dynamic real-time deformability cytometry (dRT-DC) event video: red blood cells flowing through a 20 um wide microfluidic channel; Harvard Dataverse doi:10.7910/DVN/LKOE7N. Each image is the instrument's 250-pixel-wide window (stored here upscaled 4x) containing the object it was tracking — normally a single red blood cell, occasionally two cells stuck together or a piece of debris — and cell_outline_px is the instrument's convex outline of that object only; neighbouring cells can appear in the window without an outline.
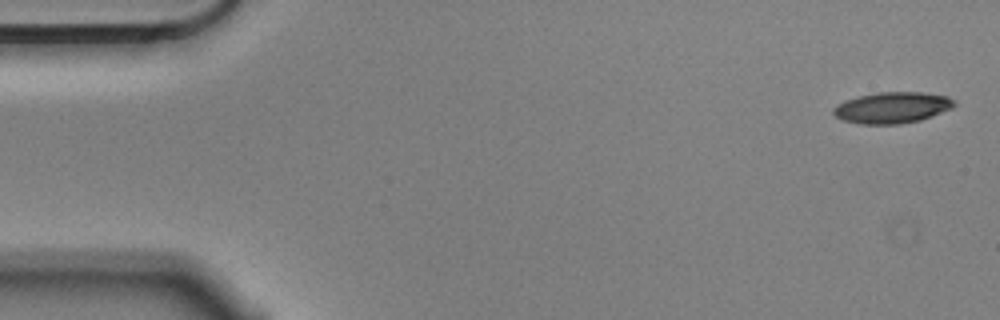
{"species": "Egyptian fruit bat (a non-hibernating species)", "species_latin": "Rousettus aegyptiacus", "temperature_condition": "cold", "stored_images_in_passage": 6, "segment_of_instrument_passage": [1, 2], "camera_frame_rate_fps": 3000, "um_per_image_px": 0.085, "animal": {"sex": "male"}, "frame": {"image": 1, "passage_image": 1, "time_ms": 0.0, "image_size_px": [1000, 320], "cell_outline_px": [[956, 104], [952, 108], [920, 120], [900, 124], [860, 124], [844, 120], [836, 116], [832, 112], [832, 108], [836, 104], [844, 100], [860, 96], [880, 92], [920, 92], [948, 96], [956, 100]], "centroid_in_image_um": [75.84, 9.14], "position_along_channel_um": 9.2, "area_um2": 21.96}}